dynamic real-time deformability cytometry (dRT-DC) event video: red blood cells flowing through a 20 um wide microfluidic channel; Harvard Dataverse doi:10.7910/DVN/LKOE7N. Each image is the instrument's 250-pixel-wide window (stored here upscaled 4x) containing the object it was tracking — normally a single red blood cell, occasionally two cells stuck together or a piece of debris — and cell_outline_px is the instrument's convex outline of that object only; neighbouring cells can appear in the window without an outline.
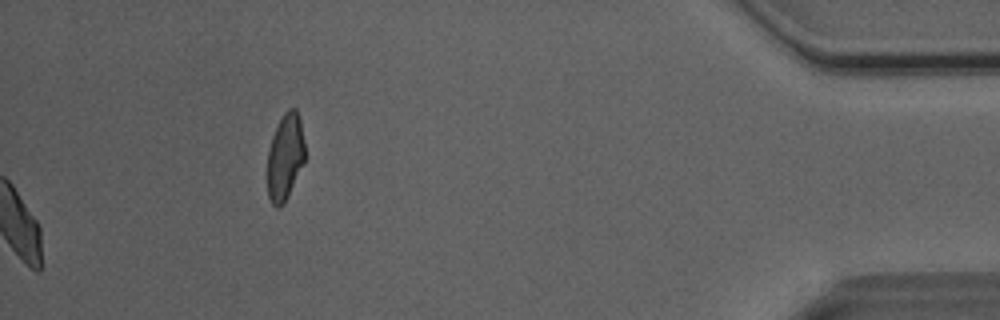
{"species": "Egyptian fruit bat (a non-hibernating species)", "species_latin": "Rousettus aegyptiacus", "temperature_condition": "room temperature", "stored_images_in_passage": 52, "camera_frame_rate_fps": 3000, "um_per_image_px": 0.085, "animal": {"sex": "male"}, "frame": {"image": 1, "passage_image": 52, "time_ms": 17.0, "image_size_px": [1000, 320], "cell_outline_px": [[304, 160], [288, 196], [284, 204], [280, 208], [276, 208], [272, 204], [268, 196], [268, 152], [272, 136], [284, 112], [288, 108], [296, 108], [300, 120], [304, 140]], "centroid_in_image_um": [24.23, 13.35], "position_along_channel_um": 411.0, "area_um2": 18.67}, "authors_computed_cell_mechanics": {"area_um2": 21.675, "velocity_mm_per_s": 4.0428, "shape_relaxation_time_tau1_ms": 8.2859, "shape_relaxation_time_tau2_ms": 1.5264, "deformation_change_tau1": 0.1781, "deformation_change_tau2": 0.0712}}